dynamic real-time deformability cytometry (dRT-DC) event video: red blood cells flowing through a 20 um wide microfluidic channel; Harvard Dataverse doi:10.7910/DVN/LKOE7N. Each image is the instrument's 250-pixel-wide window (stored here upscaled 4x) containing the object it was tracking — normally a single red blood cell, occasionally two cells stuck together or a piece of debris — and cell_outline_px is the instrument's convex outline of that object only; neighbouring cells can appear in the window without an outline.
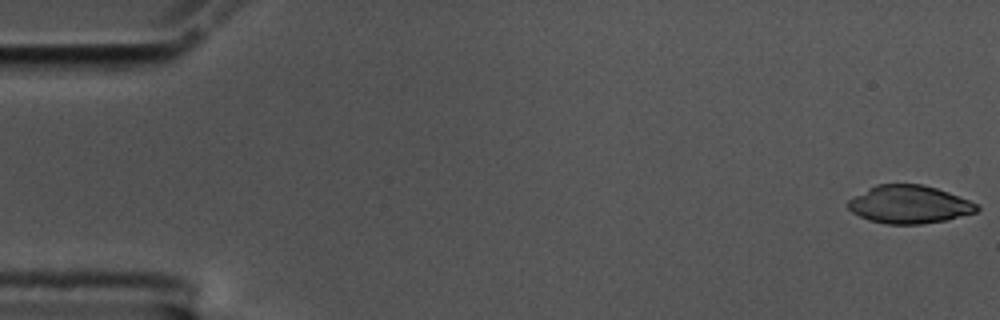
{"species": "common noctule bat (a hibernating species)", "species_latin": "Nyctalus noctula", "temperature_condition": "cold", "stored_images_in_passage": 57, "camera_frame_rate_fps": 3000, "um_per_image_px": 0.085, "animal": {"sex": "male", "body_mass_g": 17.5, "forearm_length_mm": 52.3}, "frame": {"image": 1, "passage_image": 1, "time_ms": 0.0, "image_size_px": [1000, 320], "cell_outline_px": [[980, 208], [976, 212], [944, 220], [920, 224], [888, 224], [868, 220], [852, 212], [848, 208], [848, 200], [868, 188], [876, 184], [920, 184], [936, 188], [948, 192], [968, 200], [976, 204]], "centroid_in_image_um": [77.25, 17.37], "position_along_channel_um": 7.7, "area_um2": 28.21}}
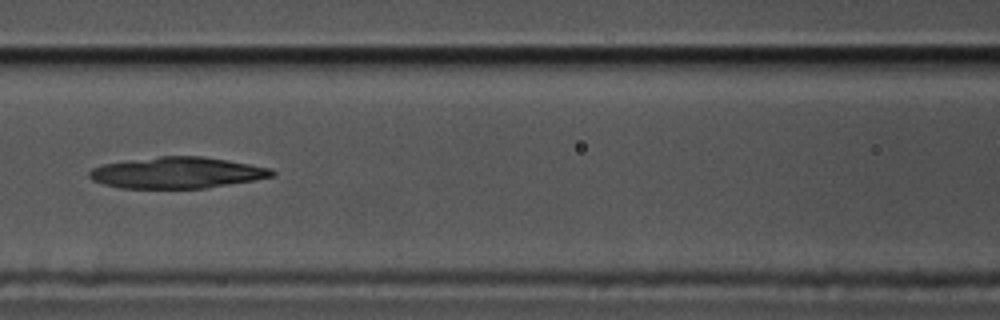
{"frame": {"image": 2, "passage_image": 25, "time_ms": 8.0, "image_size_px": [1000, 320], "cell_outline_px": [[276, 176], [204, 188], [120, 188], [104, 184], [92, 180], [88, 176], [88, 172], [92, 168], [104, 164], [128, 160], [160, 156], [204, 156], [228, 160], [272, 168], [276, 172]], "centroid_in_image_um": [15.05, 14.67], "position_along_channel_um": 151.5, "area_um2": 33.23}}
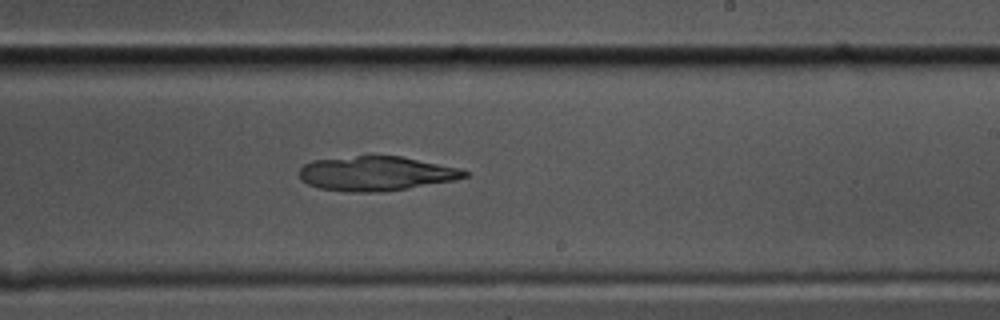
{"frame": {"image": 3, "passage_image": 34, "time_ms": 11.0, "image_size_px": [1000, 320], "cell_outline_px": [[468, 176], [452, 180], [408, 188], [376, 192], [348, 192], [316, 188], [300, 180], [300, 168], [304, 164], [312, 160], [356, 156], [400, 156], [460, 168], [468, 172]], "centroid_in_image_um": [31.91, 14.75], "position_along_channel_um": 257.1, "area_um2": 33.0}}